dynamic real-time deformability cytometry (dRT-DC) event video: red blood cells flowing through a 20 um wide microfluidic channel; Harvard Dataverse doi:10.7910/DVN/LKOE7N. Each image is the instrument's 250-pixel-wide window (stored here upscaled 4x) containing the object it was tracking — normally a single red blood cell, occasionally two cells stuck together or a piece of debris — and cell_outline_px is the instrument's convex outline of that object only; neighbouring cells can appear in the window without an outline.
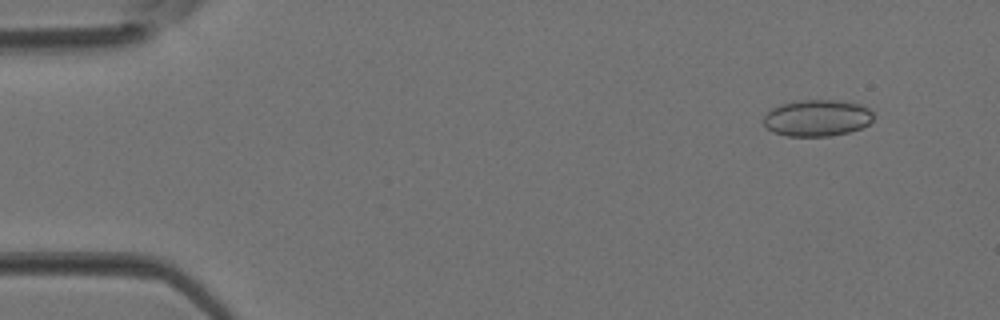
{"species": "Egyptian fruit bat (a non-hibernating species)", "species_latin": "Rousettus aegyptiacus", "temperature_condition": "room temperature", "stored_images_in_passage": 4, "camera_frame_rate_fps": 3000, "um_per_image_px": 0.085, "animal": {"sex": "female"}, "frame": {"image": 1, "passage_image": 2, "time_ms": 0.333, "image_size_px": [1000, 320], "cell_outline_px": [[872, 120], [868, 124], [860, 128], [848, 132], [828, 136], [788, 136], [772, 132], [764, 124], [764, 116], [772, 108], [784, 104], [800, 100], [840, 100], [860, 104], [868, 108], [872, 112]], "centroid_in_image_um": [69.46, 10.03], "position_along_channel_um": 15.5, "area_um2": 23.24}}